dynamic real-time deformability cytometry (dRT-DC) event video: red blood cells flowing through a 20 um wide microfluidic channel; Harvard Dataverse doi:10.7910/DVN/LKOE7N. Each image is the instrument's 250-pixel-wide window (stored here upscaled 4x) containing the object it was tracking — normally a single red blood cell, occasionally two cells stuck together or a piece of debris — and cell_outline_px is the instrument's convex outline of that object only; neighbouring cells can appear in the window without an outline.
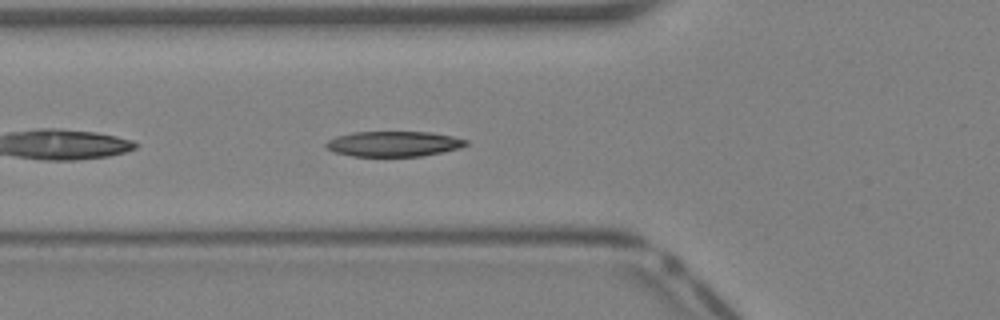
{"species": "Egyptian fruit bat (a non-hibernating species)", "species_latin": "Rousettus aegyptiacus", "temperature_condition": "warm", "stored_images_in_passage": 28, "camera_frame_rate_fps": 3000, "um_per_image_px": 0.085, "animal": {"sex": "female"}, "frame": {"image": 1, "passage_image": 3, "time_ms": 0.667, "image_size_px": [1000, 320], "cell_outline_px": [[468, 144], [460, 148], [420, 156], [352, 156], [332, 152], [324, 148], [324, 144], [328, 140], [336, 136], [352, 132], [432, 132], [452, 136], [468, 140]], "centroid_in_image_um": [33.41, 12.22], "position_along_channel_um": 92.4, "area_um2": 20.75}}
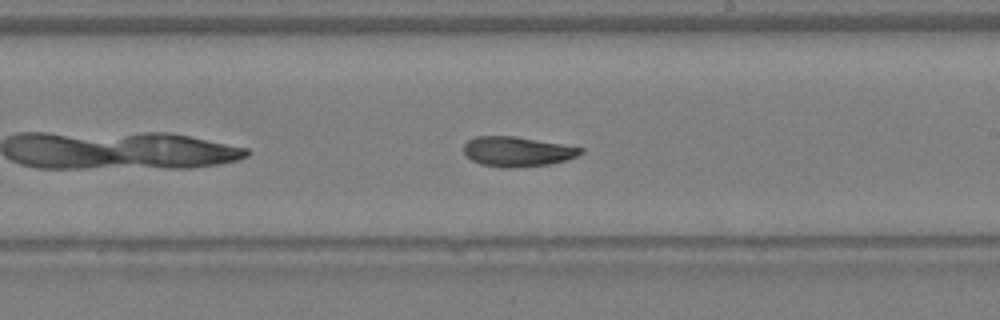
{"frame": {"image": 2, "passage_image": 12, "time_ms": 3.667, "image_size_px": [1000, 320], "cell_outline_px": [[584, 152], [568, 160], [548, 164], [512, 168], [500, 168], [480, 164], [472, 160], [464, 152], [464, 144], [468, 140], [476, 136], [516, 136], [584, 148]], "centroid_in_image_um": [43.97, 12.88], "position_along_channel_um": 245.0, "area_um2": 20.4}}
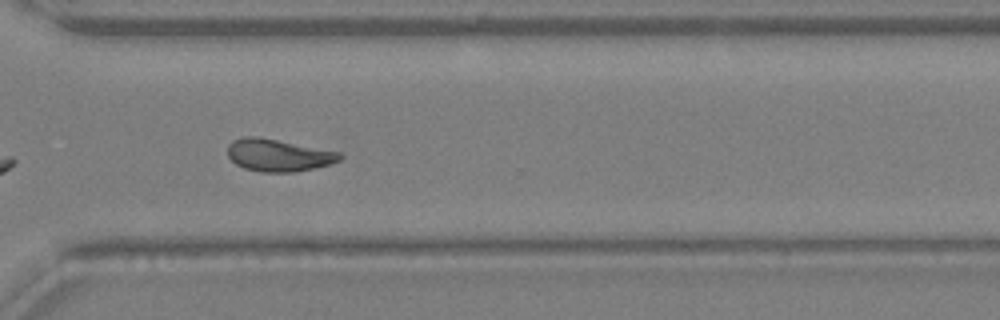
{"frame": {"image": 3, "passage_image": 18, "time_ms": 5.667, "image_size_px": [1000, 320], "cell_outline_px": [[344, 156], [340, 160], [328, 164], [312, 168], [292, 172], [260, 172], [244, 168], [236, 164], [228, 156], [228, 144], [232, 140], [244, 136], [256, 136], [340, 152]], "centroid_in_image_um": [23.62, 13.19], "position_along_channel_um": 347.0, "area_um2": 20.92}}